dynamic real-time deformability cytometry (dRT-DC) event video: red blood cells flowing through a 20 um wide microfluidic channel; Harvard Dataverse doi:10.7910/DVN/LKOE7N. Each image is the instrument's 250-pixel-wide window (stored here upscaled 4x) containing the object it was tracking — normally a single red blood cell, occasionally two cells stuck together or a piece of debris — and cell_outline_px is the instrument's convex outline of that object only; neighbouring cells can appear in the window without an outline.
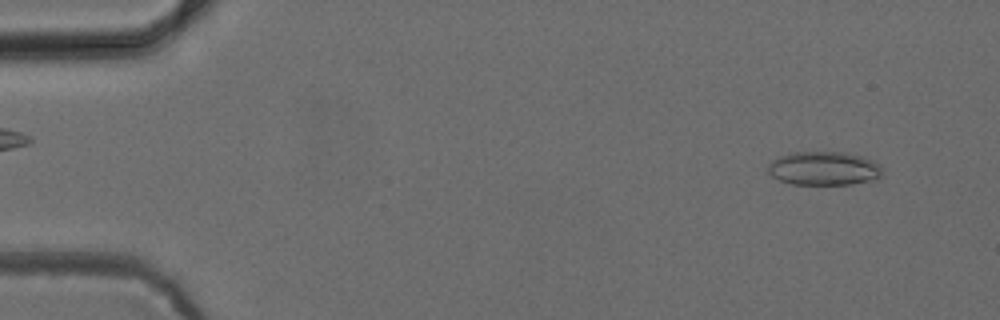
{"species": "common noctule bat (a hibernating species)", "species_latin": "Nyctalus noctula", "temperature_condition": "cold", "stored_images_in_passage": 3, "camera_frame_rate_fps": 3000, "um_per_image_px": 0.085, "animal": {"sex": "female", "body_mass_g": 24.6, "forearm_length_mm": 56.2}, "frame": {"image": 1, "passage_image": 1, "time_ms": 0.0, "image_size_px": [1000, 320], "cell_outline_px": [[884, 168], [880, 180], [852, 184], [792, 184], [780, 180], [772, 176], [768, 172], [768, 164], [772, 160], [788, 152], [844, 152], [864, 156], [880, 164]], "centroid_in_image_um": [70.1, 14.31], "position_along_channel_um": 14.9, "area_um2": 22.95}}